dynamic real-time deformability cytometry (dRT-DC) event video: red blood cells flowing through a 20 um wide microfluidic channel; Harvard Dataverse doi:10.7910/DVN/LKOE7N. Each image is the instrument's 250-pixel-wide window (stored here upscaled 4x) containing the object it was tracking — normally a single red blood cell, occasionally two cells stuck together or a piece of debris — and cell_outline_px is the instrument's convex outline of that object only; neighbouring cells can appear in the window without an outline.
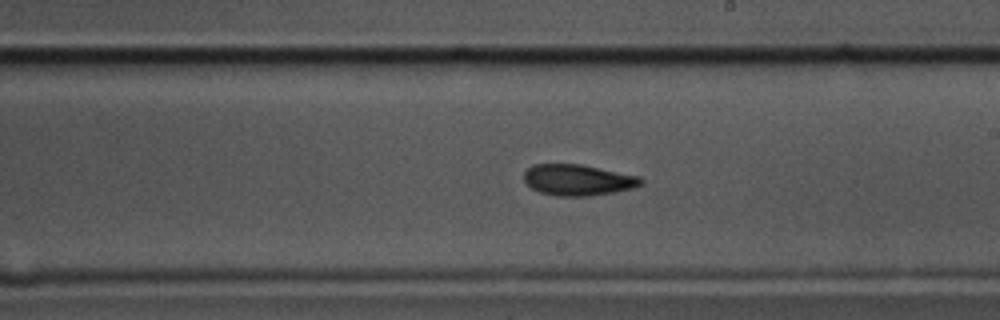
{"species": "common noctule bat (a hibernating species)", "species_latin": "Nyctalus noctula", "temperature_condition": "cold", "stored_images_in_passage": 44, "camera_frame_rate_fps": 3000, "um_per_image_px": 0.085, "animal": {"sex": "male", "body_mass_g": 17.5, "forearm_length_mm": 52.3}, "frame": {"image": 1, "passage_image": 19, "time_ms": 6.0, "image_size_px": [1000, 320], "cell_outline_px": [[644, 184], [636, 188], [616, 192], [592, 196], [556, 196], [540, 192], [532, 188], [524, 180], [524, 172], [532, 164], [580, 164], [640, 176], [644, 180]], "centroid_in_image_um": [49.18, 15.3], "position_along_channel_um": 239.8, "area_um2": 21.44}}
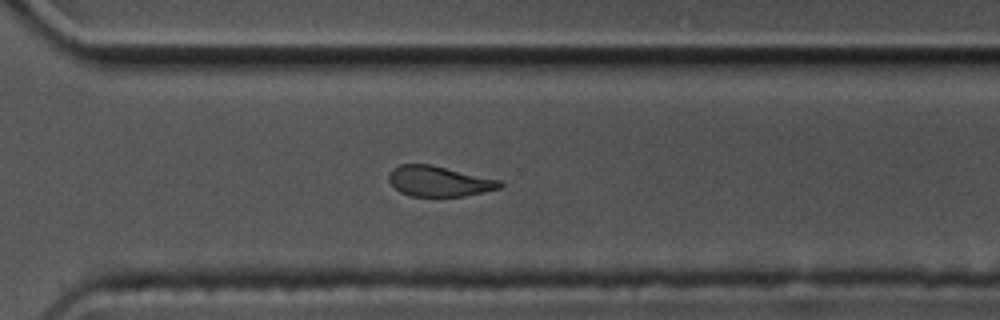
{"frame": {"image": 2, "passage_image": 27, "time_ms": 8.667, "image_size_px": [1000, 320], "cell_outline_px": [[504, 184], [500, 188], [484, 192], [464, 196], [408, 196], [400, 192], [388, 180], [388, 176], [392, 168], [400, 164], [432, 164], [500, 180]], "centroid_in_image_um": [37.31, 15.4], "position_along_channel_um": 333.3, "area_um2": 19.77}}
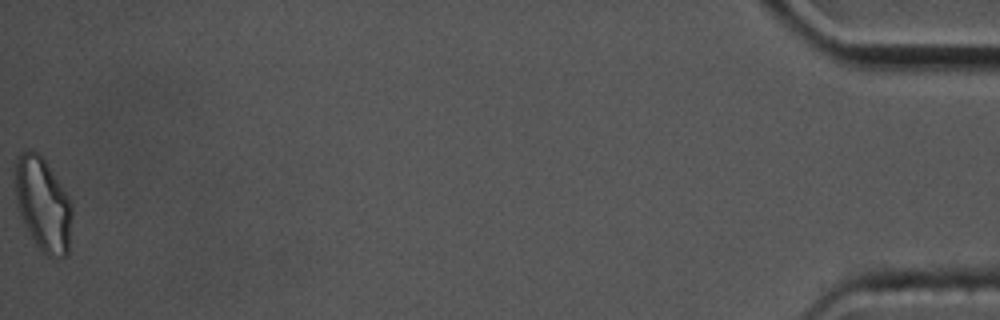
{"frame": {"image": 3, "passage_image": 44, "time_ms": 14.333, "image_size_px": [1000, 320], "cell_outline_px": [[72, 216], [68, 256], [52, 260], [44, 256], [32, 240], [24, 224], [16, 204], [16, 156], [24, 148], [32, 148], [44, 160], [68, 196], [72, 204]], "centroid_in_image_um": [3.66, 17.44], "position_along_channel_um": 431.5, "area_um2": 31.5}, "authors_computed_cell_mechanics": {"area_um2": 21.5016, "velocity_mm_per_s": 3.5052, "shape_relaxation_time_tau1_ms": 3.4649, "shape_relaxation_time_tau2_ms": 5.9742, "deformation_change_tau1": 0.1394, "deformation_change_tau2": 0.142}}